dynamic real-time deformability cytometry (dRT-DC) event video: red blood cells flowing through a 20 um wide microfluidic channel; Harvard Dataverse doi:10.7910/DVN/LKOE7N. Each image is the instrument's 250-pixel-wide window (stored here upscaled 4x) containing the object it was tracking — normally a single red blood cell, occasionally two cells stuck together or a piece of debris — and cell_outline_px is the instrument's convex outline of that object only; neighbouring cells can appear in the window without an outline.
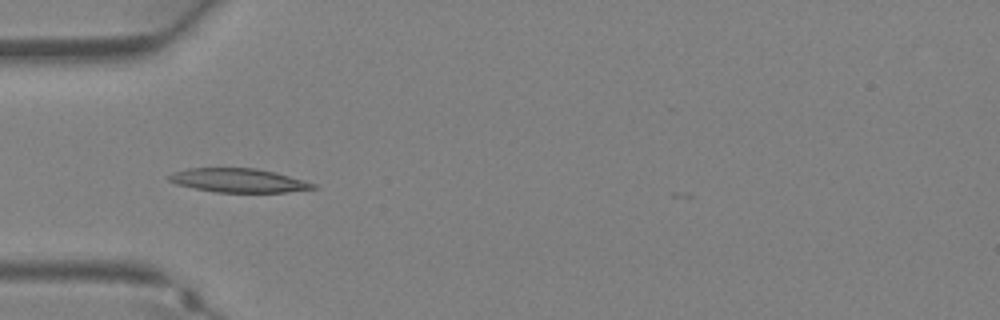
{"species": "Egyptian fruit bat (a non-hibernating species)", "species_latin": "Rousettus aegyptiacus", "temperature_condition": "warm", "stored_images_in_passage": 26, "camera_frame_rate_fps": 3000, "um_per_image_px": 0.085, "animal": {"sex": "female"}, "frame": {"image": 1, "passage_image": 1, "time_ms": 0.0, "image_size_px": [1000, 320], "cell_outline_px": [[316, 188], [284, 192], [216, 192], [176, 184], [168, 180], [168, 176], [172, 172], [188, 168], [256, 168], [276, 172], [304, 180], [316, 184]], "centroid_in_image_um": [20.26, 15.32], "position_along_channel_um": 64.7, "area_um2": 19.94}}
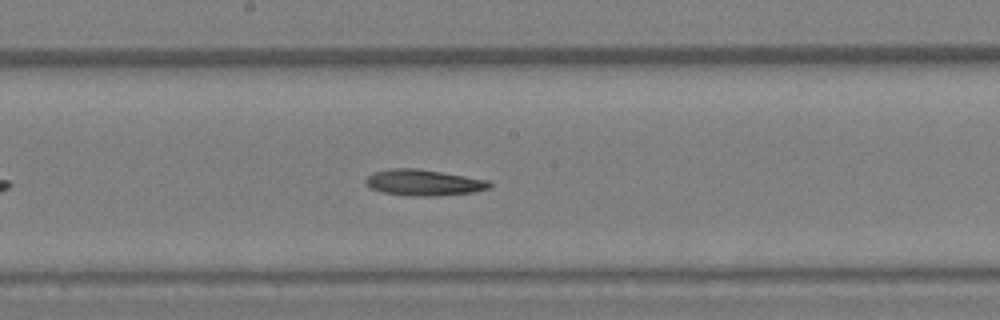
{"frame": {"image": 2, "passage_image": 9, "time_ms": 2.667, "image_size_px": [1000, 320], "cell_outline_px": [[492, 188], [472, 192], [436, 196], [416, 196], [384, 192], [372, 188], [364, 184], [364, 180], [372, 172], [392, 168], [416, 168], [492, 180]], "centroid_in_image_um": [36.05, 15.51], "position_along_channel_um": 212.1, "area_um2": 18.9}}
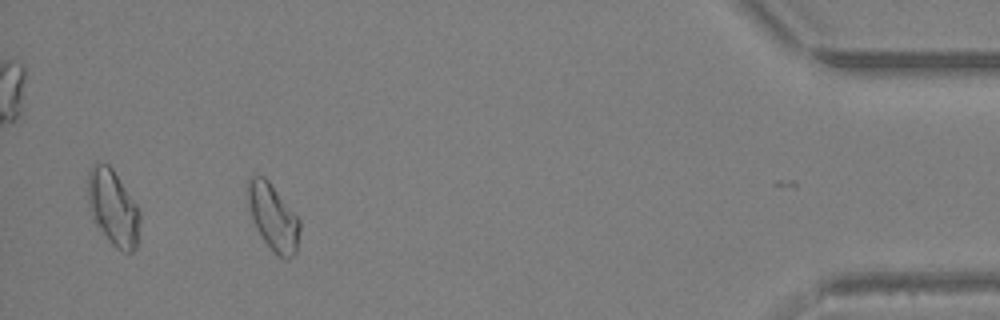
{"frame": {"image": 3, "passage_image": 23, "time_ms": 7.333, "image_size_px": [1000, 320], "cell_outline_px": [[300, 228], [296, 252], [288, 260], [284, 260], [276, 256], [264, 240], [256, 228], [248, 204], [248, 180], [252, 176], [264, 176], [268, 180], [300, 220]], "centroid_in_image_um": [23.23, 18.51], "position_along_channel_um": 412.0, "area_um2": 19.88}}